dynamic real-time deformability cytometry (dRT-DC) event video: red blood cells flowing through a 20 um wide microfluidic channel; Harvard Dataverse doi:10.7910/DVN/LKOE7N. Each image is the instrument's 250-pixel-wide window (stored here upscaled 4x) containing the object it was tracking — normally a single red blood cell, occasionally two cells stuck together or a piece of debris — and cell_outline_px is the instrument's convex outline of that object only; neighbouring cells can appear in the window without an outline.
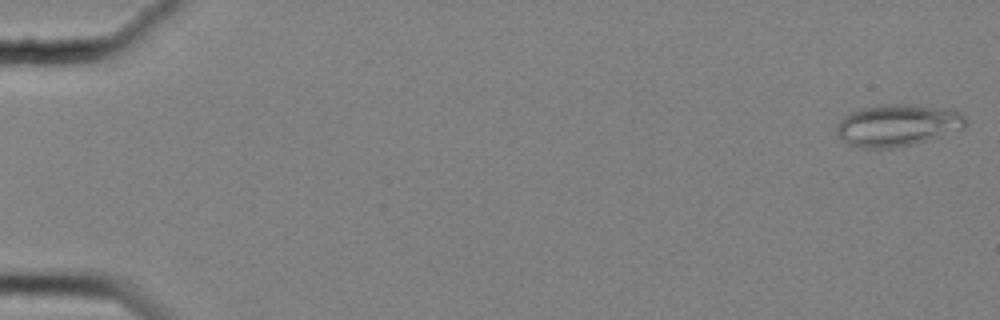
{"species": "common noctule bat (a hibernating species)", "species_latin": "Nyctalus noctula", "temperature_condition": "cold", "stored_images_in_passage": 57, "camera_frame_rate_fps": 3000, "um_per_image_px": 0.085, "animal": {"sex": "female", "body_mass_g": 25.1}, "frame": {"image": 1, "passage_image": 1, "time_ms": 0.0, "image_size_px": [1000, 320], "cell_outline_px": [[968, 124], [964, 128], [928, 140], [896, 148], [864, 148], [848, 144], [836, 132], [836, 124], [848, 112], [860, 108], [888, 104], [908, 104], [952, 108], [960, 112], [968, 120]], "centroid_in_image_um": [76.32, 10.63], "position_along_channel_um": 8.7, "area_um2": 31.85}}
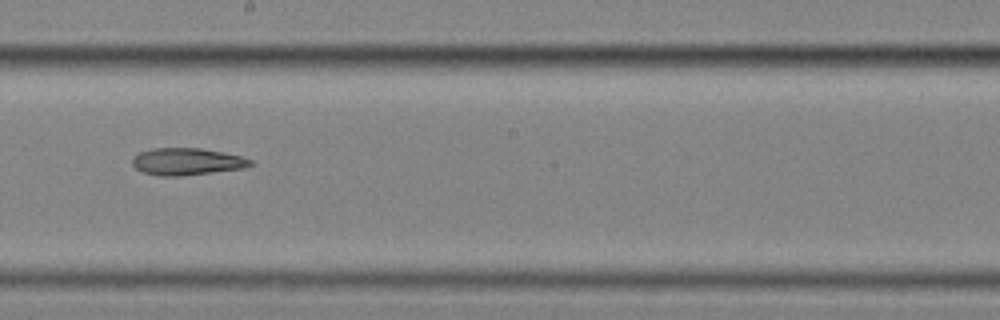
{"frame": {"image": 2, "passage_image": 34, "time_ms": 11.0, "image_size_px": [1000, 320], "cell_outline_px": [[256, 164], [244, 168], [180, 176], [156, 176], [144, 172], [136, 168], [132, 164], [132, 160], [140, 152], [152, 148], [200, 148], [240, 156], [252, 160]], "centroid_in_image_um": [15.9, 13.74], "position_along_channel_um": 232.3, "area_um2": 18.5}}
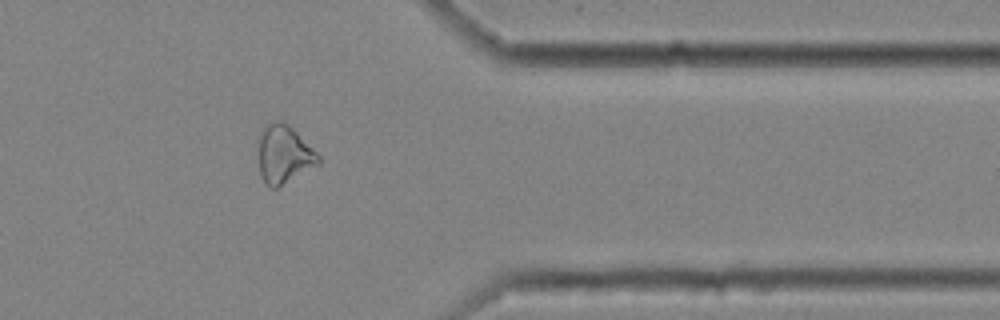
{"frame": {"image": 3, "passage_image": 48, "time_ms": 15.667, "image_size_px": [1000, 320], "cell_outline_px": [[320, 164], [276, 188], [272, 188], [260, 176], [256, 156], [260, 132], [268, 124], [280, 120], [288, 124], [320, 156]], "centroid_in_image_um": [24.09, 13.13], "position_along_channel_um": 387.3, "area_um2": 20.4}}